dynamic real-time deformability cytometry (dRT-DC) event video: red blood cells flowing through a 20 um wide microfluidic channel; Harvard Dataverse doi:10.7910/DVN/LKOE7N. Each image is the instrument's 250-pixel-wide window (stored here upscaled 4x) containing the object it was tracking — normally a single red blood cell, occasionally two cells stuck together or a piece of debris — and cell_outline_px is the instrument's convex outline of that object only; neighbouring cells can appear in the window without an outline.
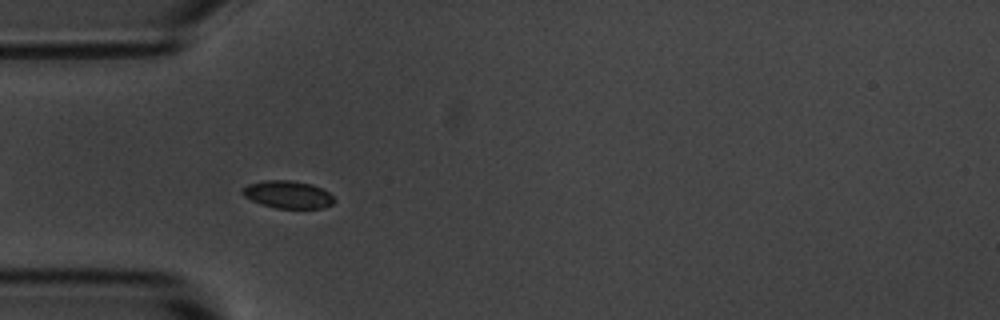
{"species": "common noctule bat (a hibernating species)", "species_latin": "Nyctalus noctula", "temperature_condition": "room temperature", "stored_images_in_passage": 44, "camera_frame_rate_fps": 3000, "um_per_image_px": 0.085, "animal": {"sex": "male", "body_mass_g": 20.1, "forearm_length_mm": 53.5}, "frame": {"image": 1, "passage_image": 5, "time_ms": 1.333, "image_size_px": [1000, 320], "cell_outline_px": [[336, 200], [332, 204], [324, 208], [276, 208], [260, 204], [244, 196], [240, 192], [248, 184], [264, 180], [288, 180], [312, 184], [328, 192]], "centroid_in_image_um": [24.46, 16.54], "position_along_channel_um": 60.5, "area_um2": 14.68}}
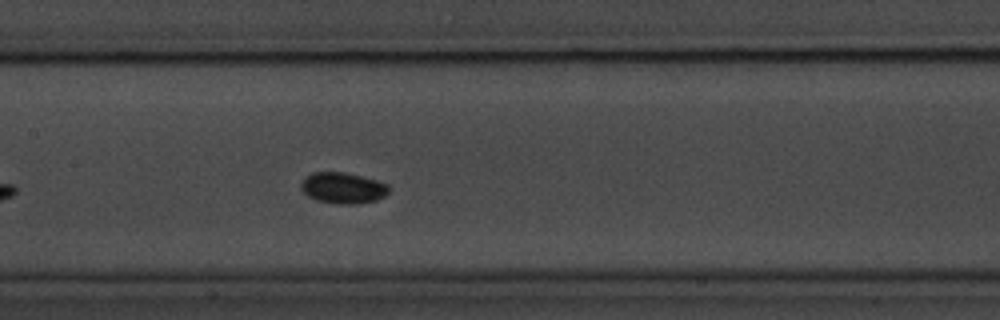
{"frame": {"image": 2, "passage_image": 15, "time_ms": 4.667, "image_size_px": [1000, 320], "cell_outline_px": [[388, 192], [384, 196], [376, 200], [360, 204], [336, 204], [316, 200], [308, 196], [300, 188], [300, 184], [304, 176], [312, 172], [344, 172], [380, 180], [388, 184]], "centroid_in_image_um": [29.14, 15.97], "position_along_channel_um": 178.3, "area_um2": 16.18}}
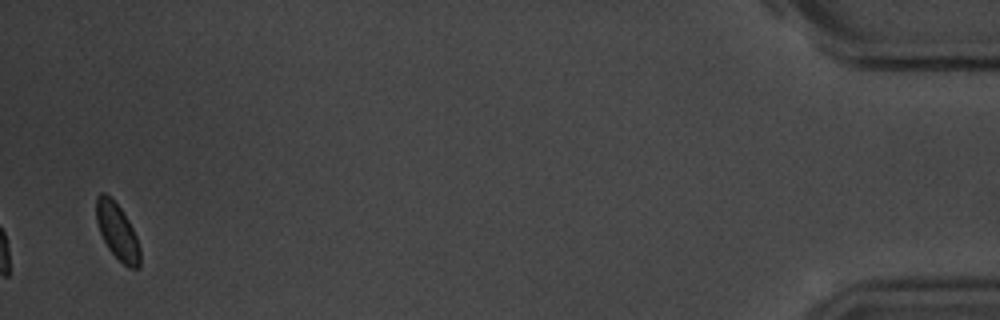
{"frame": {"image": 3, "passage_image": 43, "time_ms": 14.0, "image_size_px": [1000, 320], "cell_outline_px": [[140, 268], [128, 268], [108, 248], [100, 232], [96, 220], [96, 196], [100, 192], [104, 192], [120, 208], [128, 220], [136, 236], [140, 248]], "centroid_in_image_um": [9.97, 19.68], "position_along_channel_um": 425.2, "area_um2": 14.1}}